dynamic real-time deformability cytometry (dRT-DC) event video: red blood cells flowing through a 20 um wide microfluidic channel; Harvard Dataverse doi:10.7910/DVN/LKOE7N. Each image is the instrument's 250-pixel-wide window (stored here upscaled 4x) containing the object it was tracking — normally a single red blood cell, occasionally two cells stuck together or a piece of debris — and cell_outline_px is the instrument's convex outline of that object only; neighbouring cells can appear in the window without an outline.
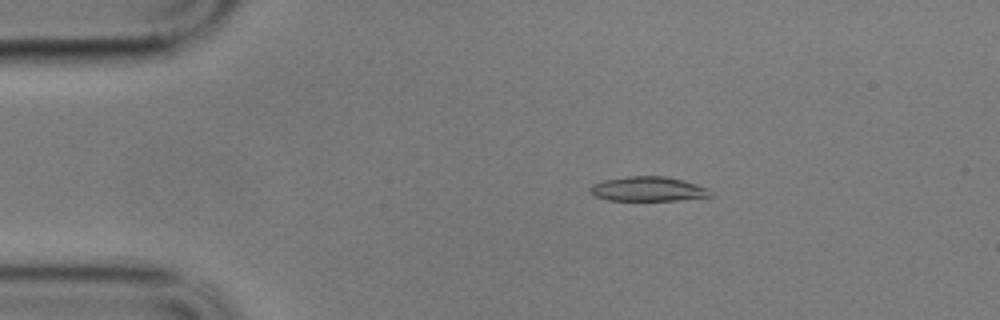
{"species": "common noctule bat (a hibernating species)", "species_latin": "Nyctalus noctula", "temperature_condition": "cold", "stored_images_in_passage": 62, "camera_frame_rate_fps": 3000, "um_per_image_px": 0.085, "animal": {"sex": "male", "body_mass_g": 17.9}, "frame": {"image": 1, "passage_image": 12, "time_ms": 3.667, "image_size_px": [1000, 320], "cell_outline_px": [[716, 196], [708, 200], [608, 200], [596, 196], [588, 188], [592, 184], [604, 180], [628, 176], [668, 176], [696, 184], [708, 188]], "centroid_in_image_um": [55.24, 16.08], "position_along_channel_um": 29.8, "area_um2": 17.69}}
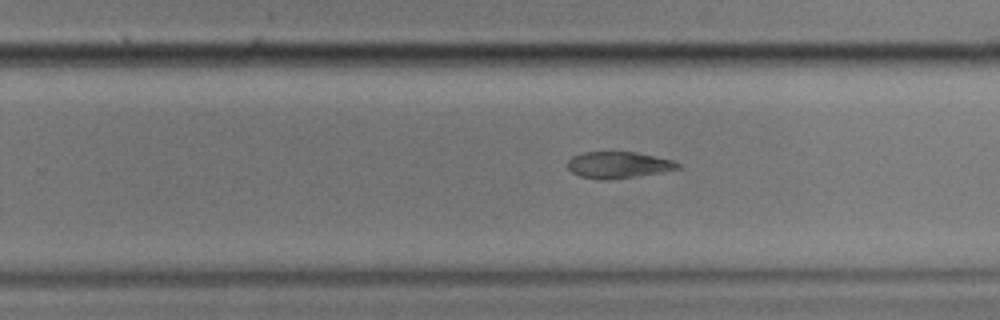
{"frame": {"image": 2, "passage_image": 40, "time_ms": 13.0, "image_size_px": [1000, 320], "cell_outline_px": [[680, 168], [660, 172], [636, 176], [608, 180], [596, 180], [580, 176], [572, 172], [568, 168], [568, 160], [572, 156], [584, 152], [636, 152], [672, 160], [680, 164]], "centroid_in_image_um": [52.52, 14.02], "position_along_channel_um": 277.3, "area_um2": 16.94}}
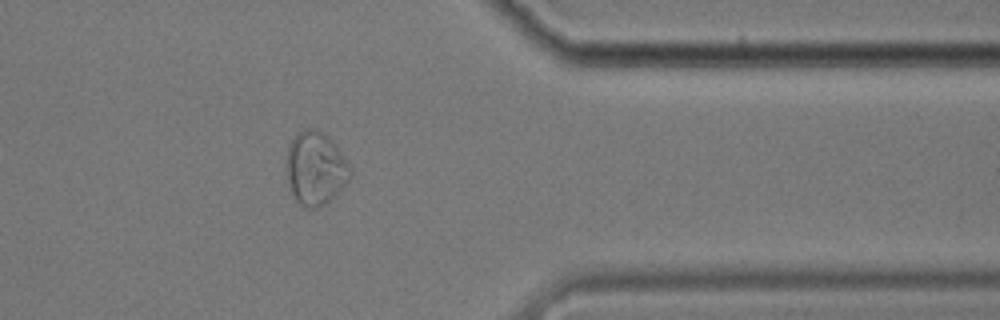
{"frame": {"image": 3, "passage_image": 51, "time_ms": 16.667, "image_size_px": [1000, 320], "cell_outline_px": [[352, 176], [324, 204], [316, 208], [304, 208], [296, 200], [288, 184], [284, 164], [288, 144], [292, 136], [296, 132], [304, 128], [316, 128], [328, 136], [336, 144], [348, 164], [352, 172]], "centroid_in_image_um": [26.75, 14.25], "position_along_channel_um": 384.6, "area_um2": 27.57}}